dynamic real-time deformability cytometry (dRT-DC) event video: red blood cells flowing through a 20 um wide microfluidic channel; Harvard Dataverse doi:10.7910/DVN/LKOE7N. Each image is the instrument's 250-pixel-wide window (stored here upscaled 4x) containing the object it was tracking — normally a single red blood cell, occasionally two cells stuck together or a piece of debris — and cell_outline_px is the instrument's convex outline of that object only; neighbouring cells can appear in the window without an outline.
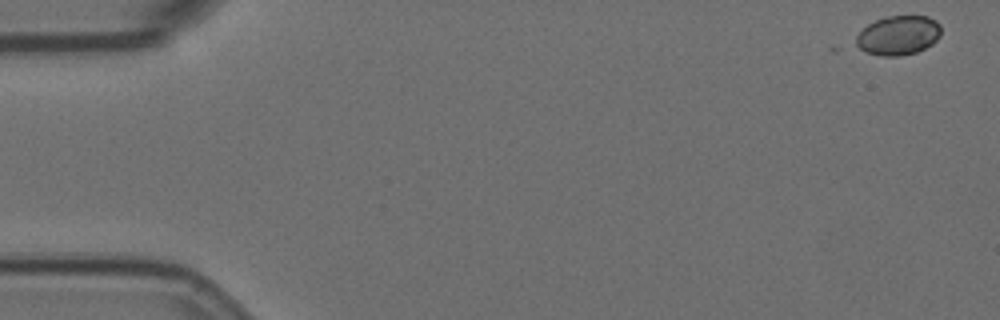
{"species": "Egyptian fruit bat (a non-hibernating species)", "species_latin": "Rousettus aegyptiacus", "temperature_condition": "room temperature", "stored_images_in_passage": 5, "camera_frame_rate_fps": 3000, "um_per_image_px": 0.085, "animal": {"sex": "female"}, "frame": {"image": 1, "passage_image": 1, "time_ms": 0.0, "image_size_px": [1000, 320], "cell_outline_px": [[940, 36], [932, 44], [916, 52], [900, 56], [880, 56], [864, 52], [856, 48], [856, 36], [868, 24], [876, 20], [888, 16], [928, 16], [936, 20], [940, 24]], "centroid_in_image_um": [76.34, 3.01], "position_along_channel_um": 8.7, "area_um2": 19.59}}